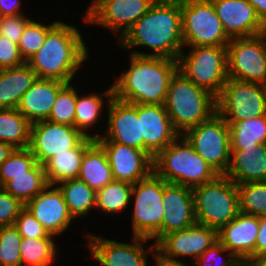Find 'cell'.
<instances>
[{
  "label": "cell",
  "mask_w": 266,
  "mask_h": 266,
  "mask_svg": "<svg viewBox=\"0 0 266 266\" xmlns=\"http://www.w3.org/2000/svg\"><path fill=\"white\" fill-rule=\"evenodd\" d=\"M121 48L147 46L154 53L139 56H157L178 60L183 51L181 0L153 3L147 13L134 23L118 41Z\"/></svg>",
  "instance_id": "obj_1"
},
{
  "label": "cell",
  "mask_w": 266,
  "mask_h": 266,
  "mask_svg": "<svg viewBox=\"0 0 266 266\" xmlns=\"http://www.w3.org/2000/svg\"><path fill=\"white\" fill-rule=\"evenodd\" d=\"M129 67L113 84L114 97L129 104L164 105L178 60L131 53Z\"/></svg>",
  "instance_id": "obj_2"
},
{
  "label": "cell",
  "mask_w": 266,
  "mask_h": 266,
  "mask_svg": "<svg viewBox=\"0 0 266 266\" xmlns=\"http://www.w3.org/2000/svg\"><path fill=\"white\" fill-rule=\"evenodd\" d=\"M87 50L78 29L59 21L26 63L37 78L71 83L81 64L88 58Z\"/></svg>",
  "instance_id": "obj_3"
},
{
  "label": "cell",
  "mask_w": 266,
  "mask_h": 266,
  "mask_svg": "<svg viewBox=\"0 0 266 266\" xmlns=\"http://www.w3.org/2000/svg\"><path fill=\"white\" fill-rule=\"evenodd\" d=\"M164 106L179 135H184L217 112L216 97L179 71L170 81Z\"/></svg>",
  "instance_id": "obj_4"
},
{
  "label": "cell",
  "mask_w": 266,
  "mask_h": 266,
  "mask_svg": "<svg viewBox=\"0 0 266 266\" xmlns=\"http://www.w3.org/2000/svg\"><path fill=\"white\" fill-rule=\"evenodd\" d=\"M153 172L167 183L191 189L210 182L219 175L194 150L184 135H179L153 159Z\"/></svg>",
  "instance_id": "obj_5"
},
{
  "label": "cell",
  "mask_w": 266,
  "mask_h": 266,
  "mask_svg": "<svg viewBox=\"0 0 266 266\" xmlns=\"http://www.w3.org/2000/svg\"><path fill=\"white\" fill-rule=\"evenodd\" d=\"M196 223L219 231L240 212L237 184L225 174L192 189Z\"/></svg>",
  "instance_id": "obj_6"
},
{
  "label": "cell",
  "mask_w": 266,
  "mask_h": 266,
  "mask_svg": "<svg viewBox=\"0 0 266 266\" xmlns=\"http://www.w3.org/2000/svg\"><path fill=\"white\" fill-rule=\"evenodd\" d=\"M190 50L189 55L180 53L178 71L217 98L228 79L226 46H196Z\"/></svg>",
  "instance_id": "obj_7"
},
{
  "label": "cell",
  "mask_w": 266,
  "mask_h": 266,
  "mask_svg": "<svg viewBox=\"0 0 266 266\" xmlns=\"http://www.w3.org/2000/svg\"><path fill=\"white\" fill-rule=\"evenodd\" d=\"M163 189L164 179L154 172L133 184V236L154 239L155 244L162 238V221L165 215Z\"/></svg>",
  "instance_id": "obj_8"
},
{
  "label": "cell",
  "mask_w": 266,
  "mask_h": 266,
  "mask_svg": "<svg viewBox=\"0 0 266 266\" xmlns=\"http://www.w3.org/2000/svg\"><path fill=\"white\" fill-rule=\"evenodd\" d=\"M184 45L227 46L229 39L211 0H181Z\"/></svg>",
  "instance_id": "obj_9"
},
{
  "label": "cell",
  "mask_w": 266,
  "mask_h": 266,
  "mask_svg": "<svg viewBox=\"0 0 266 266\" xmlns=\"http://www.w3.org/2000/svg\"><path fill=\"white\" fill-rule=\"evenodd\" d=\"M184 136L218 174H226L231 160L230 129L218 112L189 129Z\"/></svg>",
  "instance_id": "obj_10"
},
{
  "label": "cell",
  "mask_w": 266,
  "mask_h": 266,
  "mask_svg": "<svg viewBox=\"0 0 266 266\" xmlns=\"http://www.w3.org/2000/svg\"><path fill=\"white\" fill-rule=\"evenodd\" d=\"M217 112L228 124L266 115L263 84L228 78L216 98Z\"/></svg>",
  "instance_id": "obj_11"
},
{
  "label": "cell",
  "mask_w": 266,
  "mask_h": 266,
  "mask_svg": "<svg viewBox=\"0 0 266 266\" xmlns=\"http://www.w3.org/2000/svg\"><path fill=\"white\" fill-rule=\"evenodd\" d=\"M265 40L266 32L229 41L226 46L228 78L261 84L266 81Z\"/></svg>",
  "instance_id": "obj_12"
},
{
  "label": "cell",
  "mask_w": 266,
  "mask_h": 266,
  "mask_svg": "<svg viewBox=\"0 0 266 266\" xmlns=\"http://www.w3.org/2000/svg\"><path fill=\"white\" fill-rule=\"evenodd\" d=\"M104 95L108 97V126L105 136L95 135V140H110L144 151L138 104H129L116 99L113 86L104 92Z\"/></svg>",
  "instance_id": "obj_13"
},
{
  "label": "cell",
  "mask_w": 266,
  "mask_h": 266,
  "mask_svg": "<svg viewBox=\"0 0 266 266\" xmlns=\"http://www.w3.org/2000/svg\"><path fill=\"white\" fill-rule=\"evenodd\" d=\"M217 241V230L195 223L191 227L163 236L156 243V254L161 259L171 262H182L174 257L190 256L194 262Z\"/></svg>",
  "instance_id": "obj_14"
},
{
  "label": "cell",
  "mask_w": 266,
  "mask_h": 266,
  "mask_svg": "<svg viewBox=\"0 0 266 266\" xmlns=\"http://www.w3.org/2000/svg\"><path fill=\"white\" fill-rule=\"evenodd\" d=\"M84 138L73 126L44 120L31 124L28 148L36 162L44 165L59 152L75 148Z\"/></svg>",
  "instance_id": "obj_15"
},
{
  "label": "cell",
  "mask_w": 266,
  "mask_h": 266,
  "mask_svg": "<svg viewBox=\"0 0 266 266\" xmlns=\"http://www.w3.org/2000/svg\"><path fill=\"white\" fill-rule=\"evenodd\" d=\"M152 4L150 0H93L84 17L88 23L120 32V38L147 13Z\"/></svg>",
  "instance_id": "obj_16"
},
{
  "label": "cell",
  "mask_w": 266,
  "mask_h": 266,
  "mask_svg": "<svg viewBox=\"0 0 266 266\" xmlns=\"http://www.w3.org/2000/svg\"><path fill=\"white\" fill-rule=\"evenodd\" d=\"M105 150L114 180L131 184L153 172V159L143 150L110 140H96Z\"/></svg>",
  "instance_id": "obj_17"
},
{
  "label": "cell",
  "mask_w": 266,
  "mask_h": 266,
  "mask_svg": "<svg viewBox=\"0 0 266 266\" xmlns=\"http://www.w3.org/2000/svg\"><path fill=\"white\" fill-rule=\"evenodd\" d=\"M229 40L266 32L249 0H211Z\"/></svg>",
  "instance_id": "obj_18"
},
{
  "label": "cell",
  "mask_w": 266,
  "mask_h": 266,
  "mask_svg": "<svg viewBox=\"0 0 266 266\" xmlns=\"http://www.w3.org/2000/svg\"><path fill=\"white\" fill-rule=\"evenodd\" d=\"M88 247L94 260L102 266H148L143 244L149 239L133 236V244L119 243L95 235H87Z\"/></svg>",
  "instance_id": "obj_19"
},
{
  "label": "cell",
  "mask_w": 266,
  "mask_h": 266,
  "mask_svg": "<svg viewBox=\"0 0 266 266\" xmlns=\"http://www.w3.org/2000/svg\"><path fill=\"white\" fill-rule=\"evenodd\" d=\"M47 185L24 208L34 216L51 235L63 233L69 226L73 216L69 213L62 191L58 185L51 188Z\"/></svg>",
  "instance_id": "obj_20"
},
{
  "label": "cell",
  "mask_w": 266,
  "mask_h": 266,
  "mask_svg": "<svg viewBox=\"0 0 266 266\" xmlns=\"http://www.w3.org/2000/svg\"><path fill=\"white\" fill-rule=\"evenodd\" d=\"M138 117L141 118L144 151L152 159L179 136L164 105L138 104Z\"/></svg>",
  "instance_id": "obj_21"
},
{
  "label": "cell",
  "mask_w": 266,
  "mask_h": 266,
  "mask_svg": "<svg viewBox=\"0 0 266 266\" xmlns=\"http://www.w3.org/2000/svg\"><path fill=\"white\" fill-rule=\"evenodd\" d=\"M259 227V217L240 211L218 231V241L244 264L251 256H256Z\"/></svg>",
  "instance_id": "obj_22"
},
{
  "label": "cell",
  "mask_w": 266,
  "mask_h": 266,
  "mask_svg": "<svg viewBox=\"0 0 266 266\" xmlns=\"http://www.w3.org/2000/svg\"><path fill=\"white\" fill-rule=\"evenodd\" d=\"M162 202L165 209L162 237L168 233L191 227L196 223L191 188L167 183L164 180Z\"/></svg>",
  "instance_id": "obj_23"
},
{
  "label": "cell",
  "mask_w": 266,
  "mask_h": 266,
  "mask_svg": "<svg viewBox=\"0 0 266 266\" xmlns=\"http://www.w3.org/2000/svg\"><path fill=\"white\" fill-rule=\"evenodd\" d=\"M68 83L37 78L21 97L17 110L31 123L48 120L58 93Z\"/></svg>",
  "instance_id": "obj_24"
},
{
  "label": "cell",
  "mask_w": 266,
  "mask_h": 266,
  "mask_svg": "<svg viewBox=\"0 0 266 266\" xmlns=\"http://www.w3.org/2000/svg\"><path fill=\"white\" fill-rule=\"evenodd\" d=\"M225 175L236 184L266 181V144L231 149L230 165Z\"/></svg>",
  "instance_id": "obj_25"
},
{
  "label": "cell",
  "mask_w": 266,
  "mask_h": 266,
  "mask_svg": "<svg viewBox=\"0 0 266 266\" xmlns=\"http://www.w3.org/2000/svg\"><path fill=\"white\" fill-rule=\"evenodd\" d=\"M94 141L91 137H85L75 148L51 157L43 165L48 184L55 187L60 182L78 178L85 150Z\"/></svg>",
  "instance_id": "obj_26"
},
{
  "label": "cell",
  "mask_w": 266,
  "mask_h": 266,
  "mask_svg": "<svg viewBox=\"0 0 266 266\" xmlns=\"http://www.w3.org/2000/svg\"><path fill=\"white\" fill-rule=\"evenodd\" d=\"M37 79L25 62L23 65L0 69V109L17 108L21 97Z\"/></svg>",
  "instance_id": "obj_27"
},
{
  "label": "cell",
  "mask_w": 266,
  "mask_h": 266,
  "mask_svg": "<svg viewBox=\"0 0 266 266\" xmlns=\"http://www.w3.org/2000/svg\"><path fill=\"white\" fill-rule=\"evenodd\" d=\"M78 179L95 192L114 180L106 152L96 140L85 150Z\"/></svg>",
  "instance_id": "obj_28"
},
{
  "label": "cell",
  "mask_w": 266,
  "mask_h": 266,
  "mask_svg": "<svg viewBox=\"0 0 266 266\" xmlns=\"http://www.w3.org/2000/svg\"><path fill=\"white\" fill-rule=\"evenodd\" d=\"M31 123L16 109H0V141L15 148H28Z\"/></svg>",
  "instance_id": "obj_29"
},
{
  "label": "cell",
  "mask_w": 266,
  "mask_h": 266,
  "mask_svg": "<svg viewBox=\"0 0 266 266\" xmlns=\"http://www.w3.org/2000/svg\"><path fill=\"white\" fill-rule=\"evenodd\" d=\"M47 185L44 166L36 163L24 175L14 176L2 188L25 205Z\"/></svg>",
  "instance_id": "obj_30"
},
{
  "label": "cell",
  "mask_w": 266,
  "mask_h": 266,
  "mask_svg": "<svg viewBox=\"0 0 266 266\" xmlns=\"http://www.w3.org/2000/svg\"><path fill=\"white\" fill-rule=\"evenodd\" d=\"M58 184L69 213L73 218L88 215L96 207V192L80 179H70Z\"/></svg>",
  "instance_id": "obj_31"
},
{
  "label": "cell",
  "mask_w": 266,
  "mask_h": 266,
  "mask_svg": "<svg viewBox=\"0 0 266 266\" xmlns=\"http://www.w3.org/2000/svg\"><path fill=\"white\" fill-rule=\"evenodd\" d=\"M231 149L266 144V115L228 124Z\"/></svg>",
  "instance_id": "obj_32"
},
{
  "label": "cell",
  "mask_w": 266,
  "mask_h": 266,
  "mask_svg": "<svg viewBox=\"0 0 266 266\" xmlns=\"http://www.w3.org/2000/svg\"><path fill=\"white\" fill-rule=\"evenodd\" d=\"M133 184L112 180L96 192V208L107 213H117L123 210L132 200Z\"/></svg>",
  "instance_id": "obj_33"
},
{
  "label": "cell",
  "mask_w": 266,
  "mask_h": 266,
  "mask_svg": "<svg viewBox=\"0 0 266 266\" xmlns=\"http://www.w3.org/2000/svg\"><path fill=\"white\" fill-rule=\"evenodd\" d=\"M56 252L53 238H23L20 246L21 266H49Z\"/></svg>",
  "instance_id": "obj_34"
},
{
  "label": "cell",
  "mask_w": 266,
  "mask_h": 266,
  "mask_svg": "<svg viewBox=\"0 0 266 266\" xmlns=\"http://www.w3.org/2000/svg\"><path fill=\"white\" fill-rule=\"evenodd\" d=\"M239 209L257 217L266 216V181L237 184Z\"/></svg>",
  "instance_id": "obj_35"
},
{
  "label": "cell",
  "mask_w": 266,
  "mask_h": 266,
  "mask_svg": "<svg viewBox=\"0 0 266 266\" xmlns=\"http://www.w3.org/2000/svg\"><path fill=\"white\" fill-rule=\"evenodd\" d=\"M103 99L96 93L89 94L88 96H81L77 94L76 90V107H75V122L74 127L79 130L85 137L95 139L94 135L87 134V128L96 123L98 120L101 109L103 107Z\"/></svg>",
  "instance_id": "obj_36"
},
{
  "label": "cell",
  "mask_w": 266,
  "mask_h": 266,
  "mask_svg": "<svg viewBox=\"0 0 266 266\" xmlns=\"http://www.w3.org/2000/svg\"><path fill=\"white\" fill-rule=\"evenodd\" d=\"M36 163V159L29 148H15L0 165V188L14 176L24 175Z\"/></svg>",
  "instance_id": "obj_37"
},
{
  "label": "cell",
  "mask_w": 266,
  "mask_h": 266,
  "mask_svg": "<svg viewBox=\"0 0 266 266\" xmlns=\"http://www.w3.org/2000/svg\"><path fill=\"white\" fill-rule=\"evenodd\" d=\"M55 21L50 25L37 23L31 20L25 27L23 34L20 37L18 43L21 57L26 62L31 56H33L39 48L43 45L47 33L58 23Z\"/></svg>",
  "instance_id": "obj_38"
},
{
  "label": "cell",
  "mask_w": 266,
  "mask_h": 266,
  "mask_svg": "<svg viewBox=\"0 0 266 266\" xmlns=\"http://www.w3.org/2000/svg\"><path fill=\"white\" fill-rule=\"evenodd\" d=\"M76 107V90L68 83L57 95L48 121L67 124L74 127Z\"/></svg>",
  "instance_id": "obj_39"
},
{
  "label": "cell",
  "mask_w": 266,
  "mask_h": 266,
  "mask_svg": "<svg viewBox=\"0 0 266 266\" xmlns=\"http://www.w3.org/2000/svg\"><path fill=\"white\" fill-rule=\"evenodd\" d=\"M22 239L14 225L0 227V266H21Z\"/></svg>",
  "instance_id": "obj_40"
},
{
  "label": "cell",
  "mask_w": 266,
  "mask_h": 266,
  "mask_svg": "<svg viewBox=\"0 0 266 266\" xmlns=\"http://www.w3.org/2000/svg\"><path fill=\"white\" fill-rule=\"evenodd\" d=\"M14 227L23 238H52L40 222L23 208L14 222Z\"/></svg>",
  "instance_id": "obj_41"
},
{
  "label": "cell",
  "mask_w": 266,
  "mask_h": 266,
  "mask_svg": "<svg viewBox=\"0 0 266 266\" xmlns=\"http://www.w3.org/2000/svg\"><path fill=\"white\" fill-rule=\"evenodd\" d=\"M24 204L0 188V227L12 226Z\"/></svg>",
  "instance_id": "obj_42"
},
{
  "label": "cell",
  "mask_w": 266,
  "mask_h": 266,
  "mask_svg": "<svg viewBox=\"0 0 266 266\" xmlns=\"http://www.w3.org/2000/svg\"><path fill=\"white\" fill-rule=\"evenodd\" d=\"M30 21L31 19L22 14L0 17V35L18 44L25 27Z\"/></svg>",
  "instance_id": "obj_43"
},
{
  "label": "cell",
  "mask_w": 266,
  "mask_h": 266,
  "mask_svg": "<svg viewBox=\"0 0 266 266\" xmlns=\"http://www.w3.org/2000/svg\"><path fill=\"white\" fill-rule=\"evenodd\" d=\"M221 252H229V258L226 261L218 262L221 260L219 256L222 255ZM219 257V258H218ZM218 258V259H217ZM215 260V264H212V261ZM217 261V262H216ZM196 266H243V263L240 262L228 249H226L219 241L213 244L206 252L199 256L194 262ZM211 265H210V264ZM214 263V262H213ZM194 265V266H195Z\"/></svg>",
  "instance_id": "obj_44"
},
{
  "label": "cell",
  "mask_w": 266,
  "mask_h": 266,
  "mask_svg": "<svg viewBox=\"0 0 266 266\" xmlns=\"http://www.w3.org/2000/svg\"><path fill=\"white\" fill-rule=\"evenodd\" d=\"M24 63L18 44L0 35V69L17 67Z\"/></svg>",
  "instance_id": "obj_45"
},
{
  "label": "cell",
  "mask_w": 266,
  "mask_h": 266,
  "mask_svg": "<svg viewBox=\"0 0 266 266\" xmlns=\"http://www.w3.org/2000/svg\"><path fill=\"white\" fill-rule=\"evenodd\" d=\"M21 0H0V17L16 16L21 13Z\"/></svg>",
  "instance_id": "obj_46"
},
{
  "label": "cell",
  "mask_w": 266,
  "mask_h": 266,
  "mask_svg": "<svg viewBox=\"0 0 266 266\" xmlns=\"http://www.w3.org/2000/svg\"><path fill=\"white\" fill-rule=\"evenodd\" d=\"M259 233L256 239V256L266 255V216L259 217Z\"/></svg>",
  "instance_id": "obj_47"
},
{
  "label": "cell",
  "mask_w": 266,
  "mask_h": 266,
  "mask_svg": "<svg viewBox=\"0 0 266 266\" xmlns=\"http://www.w3.org/2000/svg\"><path fill=\"white\" fill-rule=\"evenodd\" d=\"M260 21L266 26V0H249Z\"/></svg>",
  "instance_id": "obj_48"
},
{
  "label": "cell",
  "mask_w": 266,
  "mask_h": 266,
  "mask_svg": "<svg viewBox=\"0 0 266 266\" xmlns=\"http://www.w3.org/2000/svg\"><path fill=\"white\" fill-rule=\"evenodd\" d=\"M152 248L151 251L154 253L155 256V260H156V266H187L186 264H184L183 262H171V261H166L161 259L157 254H156V244L153 243V245L150 247ZM190 266V265H188ZM194 266V264L192 265Z\"/></svg>",
  "instance_id": "obj_49"
},
{
  "label": "cell",
  "mask_w": 266,
  "mask_h": 266,
  "mask_svg": "<svg viewBox=\"0 0 266 266\" xmlns=\"http://www.w3.org/2000/svg\"><path fill=\"white\" fill-rule=\"evenodd\" d=\"M243 266H266V255L251 256Z\"/></svg>",
  "instance_id": "obj_50"
},
{
  "label": "cell",
  "mask_w": 266,
  "mask_h": 266,
  "mask_svg": "<svg viewBox=\"0 0 266 266\" xmlns=\"http://www.w3.org/2000/svg\"><path fill=\"white\" fill-rule=\"evenodd\" d=\"M13 150L14 148L10 144L0 141V165L7 159Z\"/></svg>",
  "instance_id": "obj_51"
},
{
  "label": "cell",
  "mask_w": 266,
  "mask_h": 266,
  "mask_svg": "<svg viewBox=\"0 0 266 266\" xmlns=\"http://www.w3.org/2000/svg\"><path fill=\"white\" fill-rule=\"evenodd\" d=\"M152 3H159V2H163V1H166V0H150Z\"/></svg>",
  "instance_id": "obj_52"
},
{
  "label": "cell",
  "mask_w": 266,
  "mask_h": 266,
  "mask_svg": "<svg viewBox=\"0 0 266 266\" xmlns=\"http://www.w3.org/2000/svg\"><path fill=\"white\" fill-rule=\"evenodd\" d=\"M264 89H265V94H266V81L263 83Z\"/></svg>",
  "instance_id": "obj_53"
}]
</instances>
